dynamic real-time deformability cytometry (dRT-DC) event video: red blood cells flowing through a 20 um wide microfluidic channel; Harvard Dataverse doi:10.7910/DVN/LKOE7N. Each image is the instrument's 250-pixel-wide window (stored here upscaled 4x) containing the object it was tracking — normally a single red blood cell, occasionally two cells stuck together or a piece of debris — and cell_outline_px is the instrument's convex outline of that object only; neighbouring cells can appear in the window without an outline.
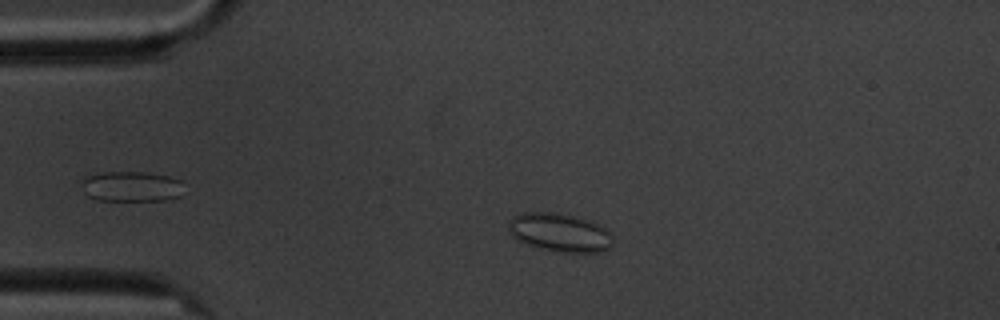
{"species": "common noctule bat (a hibernating species)", "species_latin": "Nyctalus noctula", "temperature_condition": "cold", "stored_images_in_passage": 4, "camera_frame_rate_fps": 3000, "um_per_image_px": 0.085, "animal": {"sex": "male", "body_mass_g": 20.1, "forearm_length_mm": 53.5}, "frame": {"image": 1, "passage_image": 3, "time_ms": 2.333, "image_size_px": [1000, 320], "cell_outline_px": [[612, 244], [608, 248], [600, 252], [564, 252], [536, 248], [524, 244], [516, 240], [508, 232], [508, 220], [512, 216], [524, 212], [552, 212], [572, 216], [588, 220], [600, 224], [612, 236]], "centroid_in_image_um": [47.5, 19.76], "position_along_channel_um": 37.5, "area_um2": 23.58}}